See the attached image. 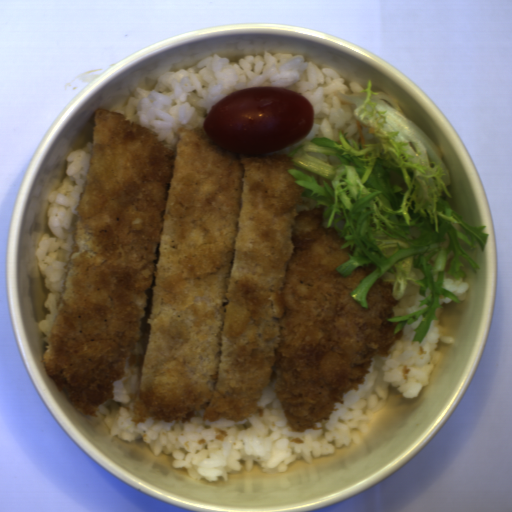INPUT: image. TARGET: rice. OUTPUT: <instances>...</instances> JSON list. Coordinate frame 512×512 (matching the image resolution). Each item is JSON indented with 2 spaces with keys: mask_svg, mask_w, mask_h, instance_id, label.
Returning <instances> with one entry per match:
<instances>
[{
  "mask_svg": "<svg viewBox=\"0 0 512 512\" xmlns=\"http://www.w3.org/2000/svg\"><path fill=\"white\" fill-rule=\"evenodd\" d=\"M94 140V124L75 141L74 149L64 160L66 176L58 189L48 193L47 227L35 253L47 298L44 302L45 317L37 322L44 334L43 345L47 348L53 328L60 294L65 289L68 260L72 254L73 229L78 219V206L86 189Z\"/></svg>",
  "mask_w": 512,
  "mask_h": 512,
  "instance_id": "rice-3",
  "label": "rice"
},
{
  "mask_svg": "<svg viewBox=\"0 0 512 512\" xmlns=\"http://www.w3.org/2000/svg\"><path fill=\"white\" fill-rule=\"evenodd\" d=\"M252 86L292 90L307 98L314 108L313 122L304 139L265 155L288 156L316 137L341 142V130L349 138L359 130L351 104L338 94L361 92L364 88L360 84L346 83L339 71L321 67L305 56L267 51L237 62L215 54L192 67L165 71L153 89L137 88L126 103L113 105L109 111L122 112L133 123L151 129L171 148L178 145L180 128L214 145L204 129L210 110L226 96Z\"/></svg>",
  "mask_w": 512,
  "mask_h": 512,
  "instance_id": "rice-2",
  "label": "rice"
},
{
  "mask_svg": "<svg viewBox=\"0 0 512 512\" xmlns=\"http://www.w3.org/2000/svg\"><path fill=\"white\" fill-rule=\"evenodd\" d=\"M439 301L437 320L423 342L413 340V330L420 325L421 316L405 324L388 357H372L359 390L345 393L343 403H337L336 411L317 429L301 432L290 428L275 392V371L260 399L262 416L256 413L238 421H204L203 412L195 411L189 420L181 422L151 418L135 422L130 393L140 384L141 367L130 361L125 364L124 378L114 383L112 400L99 406L98 411L105 416L110 437L131 443L141 437L153 455H171L172 467L185 468L195 480L217 482L222 477L226 481L232 472L252 471L255 462L260 463L264 474L272 470L283 473L297 459L312 462L351 445L353 430H367L377 411L388 404L389 388H396L410 400L421 394L430 383L435 365L443 359L436 350L438 343L451 344L455 340L440 331L442 313L452 299L440 295Z\"/></svg>",
  "mask_w": 512,
  "mask_h": 512,
  "instance_id": "rice-1",
  "label": "rice"
},
{
  "mask_svg": "<svg viewBox=\"0 0 512 512\" xmlns=\"http://www.w3.org/2000/svg\"><path fill=\"white\" fill-rule=\"evenodd\" d=\"M442 286L453 293L459 299V302L466 299L469 283H465L462 278L456 279L448 272H444Z\"/></svg>",
  "mask_w": 512,
  "mask_h": 512,
  "instance_id": "rice-4",
  "label": "rice"
}]
</instances>
